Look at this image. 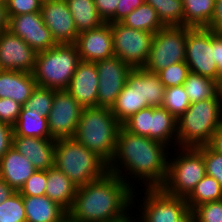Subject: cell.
Returning a JSON list of instances; mask_svg holds the SVG:
<instances>
[{
  "instance_id": "f5cc1de1",
  "label": "cell",
  "mask_w": 222,
  "mask_h": 222,
  "mask_svg": "<svg viewBox=\"0 0 222 222\" xmlns=\"http://www.w3.org/2000/svg\"><path fill=\"white\" fill-rule=\"evenodd\" d=\"M179 222H194L193 211L188 208L180 217Z\"/></svg>"
},
{
  "instance_id": "6f0895ef",
  "label": "cell",
  "mask_w": 222,
  "mask_h": 222,
  "mask_svg": "<svg viewBox=\"0 0 222 222\" xmlns=\"http://www.w3.org/2000/svg\"><path fill=\"white\" fill-rule=\"evenodd\" d=\"M40 3H46V2H48L49 0H38Z\"/></svg>"
},
{
  "instance_id": "db71d44e",
  "label": "cell",
  "mask_w": 222,
  "mask_h": 222,
  "mask_svg": "<svg viewBox=\"0 0 222 222\" xmlns=\"http://www.w3.org/2000/svg\"><path fill=\"white\" fill-rule=\"evenodd\" d=\"M57 222H80L79 220L73 218L68 212Z\"/></svg>"
},
{
  "instance_id": "f35d334b",
  "label": "cell",
  "mask_w": 222,
  "mask_h": 222,
  "mask_svg": "<svg viewBox=\"0 0 222 222\" xmlns=\"http://www.w3.org/2000/svg\"><path fill=\"white\" fill-rule=\"evenodd\" d=\"M192 211L195 222H222V200L203 203Z\"/></svg>"
},
{
  "instance_id": "1f68e13d",
  "label": "cell",
  "mask_w": 222,
  "mask_h": 222,
  "mask_svg": "<svg viewBox=\"0 0 222 222\" xmlns=\"http://www.w3.org/2000/svg\"><path fill=\"white\" fill-rule=\"evenodd\" d=\"M185 200L191 210L203 203L222 200V187L215 178L205 175Z\"/></svg>"
},
{
  "instance_id": "44dd1931",
  "label": "cell",
  "mask_w": 222,
  "mask_h": 222,
  "mask_svg": "<svg viewBox=\"0 0 222 222\" xmlns=\"http://www.w3.org/2000/svg\"><path fill=\"white\" fill-rule=\"evenodd\" d=\"M36 169L31 161L11 147L0 159V178L19 191Z\"/></svg>"
},
{
  "instance_id": "277c9868",
  "label": "cell",
  "mask_w": 222,
  "mask_h": 222,
  "mask_svg": "<svg viewBox=\"0 0 222 222\" xmlns=\"http://www.w3.org/2000/svg\"><path fill=\"white\" fill-rule=\"evenodd\" d=\"M222 123V98H211L191 103L177 119L178 147L209 145Z\"/></svg>"
},
{
  "instance_id": "5bb4252c",
  "label": "cell",
  "mask_w": 222,
  "mask_h": 222,
  "mask_svg": "<svg viewBox=\"0 0 222 222\" xmlns=\"http://www.w3.org/2000/svg\"><path fill=\"white\" fill-rule=\"evenodd\" d=\"M37 52L6 29L0 32V70L32 73Z\"/></svg>"
},
{
  "instance_id": "d6986e66",
  "label": "cell",
  "mask_w": 222,
  "mask_h": 222,
  "mask_svg": "<svg viewBox=\"0 0 222 222\" xmlns=\"http://www.w3.org/2000/svg\"><path fill=\"white\" fill-rule=\"evenodd\" d=\"M56 140L13 136V145L20 154L28 158L36 170L54 167Z\"/></svg>"
},
{
  "instance_id": "bcb514c9",
  "label": "cell",
  "mask_w": 222,
  "mask_h": 222,
  "mask_svg": "<svg viewBox=\"0 0 222 222\" xmlns=\"http://www.w3.org/2000/svg\"><path fill=\"white\" fill-rule=\"evenodd\" d=\"M119 0H94L100 17L107 23L116 13Z\"/></svg>"
},
{
  "instance_id": "30bf717a",
  "label": "cell",
  "mask_w": 222,
  "mask_h": 222,
  "mask_svg": "<svg viewBox=\"0 0 222 222\" xmlns=\"http://www.w3.org/2000/svg\"><path fill=\"white\" fill-rule=\"evenodd\" d=\"M185 62L191 72L217 81V65L212 50V30L187 27Z\"/></svg>"
},
{
  "instance_id": "8fae6325",
  "label": "cell",
  "mask_w": 222,
  "mask_h": 222,
  "mask_svg": "<svg viewBox=\"0 0 222 222\" xmlns=\"http://www.w3.org/2000/svg\"><path fill=\"white\" fill-rule=\"evenodd\" d=\"M145 189L137 222H179L189 208L185 198L166 194L161 188Z\"/></svg>"
},
{
  "instance_id": "e0dca14e",
  "label": "cell",
  "mask_w": 222,
  "mask_h": 222,
  "mask_svg": "<svg viewBox=\"0 0 222 222\" xmlns=\"http://www.w3.org/2000/svg\"><path fill=\"white\" fill-rule=\"evenodd\" d=\"M75 45L81 61L98 62L114 56L110 23L79 33Z\"/></svg>"
},
{
  "instance_id": "2e32d148",
  "label": "cell",
  "mask_w": 222,
  "mask_h": 222,
  "mask_svg": "<svg viewBox=\"0 0 222 222\" xmlns=\"http://www.w3.org/2000/svg\"><path fill=\"white\" fill-rule=\"evenodd\" d=\"M40 13L57 44H75L79 32L65 0L43 3Z\"/></svg>"
},
{
  "instance_id": "d4e9b609",
  "label": "cell",
  "mask_w": 222,
  "mask_h": 222,
  "mask_svg": "<svg viewBox=\"0 0 222 222\" xmlns=\"http://www.w3.org/2000/svg\"><path fill=\"white\" fill-rule=\"evenodd\" d=\"M150 139L169 147L174 142L172 149L177 145V119L163 107L151 106Z\"/></svg>"
},
{
  "instance_id": "4fadbf2b",
  "label": "cell",
  "mask_w": 222,
  "mask_h": 222,
  "mask_svg": "<svg viewBox=\"0 0 222 222\" xmlns=\"http://www.w3.org/2000/svg\"><path fill=\"white\" fill-rule=\"evenodd\" d=\"M95 63L99 77L97 107L111 108L133 68L116 56Z\"/></svg>"
},
{
  "instance_id": "484cf974",
  "label": "cell",
  "mask_w": 222,
  "mask_h": 222,
  "mask_svg": "<svg viewBox=\"0 0 222 222\" xmlns=\"http://www.w3.org/2000/svg\"><path fill=\"white\" fill-rule=\"evenodd\" d=\"M79 33L96 29L105 22L100 17L94 0H65Z\"/></svg>"
},
{
  "instance_id": "9c48e42d",
  "label": "cell",
  "mask_w": 222,
  "mask_h": 222,
  "mask_svg": "<svg viewBox=\"0 0 222 222\" xmlns=\"http://www.w3.org/2000/svg\"><path fill=\"white\" fill-rule=\"evenodd\" d=\"M114 56L132 68H143L151 49L153 33L133 29L121 22L110 23Z\"/></svg>"
},
{
  "instance_id": "ee69618b",
  "label": "cell",
  "mask_w": 222,
  "mask_h": 222,
  "mask_svg": "<svg viewBox=\"0 0 222 222\" xmlns=\"http://www.w3.org/2000/svg\"><path fill=\"white\" fill-rule=\"evenodd\" d=\"M144 3V0H119L115 15L107 23L121 22L134 9Z\"/></svg>"
},
{
  "instance_id": "6da1fadb",
  "label": "cell",
  "mask_w": 222,
  "mask_h": 222,
  "mask_svg": "<svg viewBox=\"0 0 222 222\" xmlns=\"http://www.w3.org/2000/svg\"><path fill=\"white\" fill-rule=\"evenodd\" d=\"M169 149L164 143L132 134L122 126L114 156L108 164L109 172L118 175L132 189L134 184L130 183L134 180L130 181L128 175L141 181L140 185L144 184L146 189L161 188L167 177Z\"/></svg>"
},
{
  "instance_id": "836d02e7",
  "label": "cell",
  "mask_w": 222,
  "mask_h": 222,
  "mask_svg": "<svg viewBox=\"0 0 222 222\" xmlns=\"http://www.w3.org/2000/svg\"><path fill=\"white\" fill-rule=\"evenodd\" d=\"M190 104L184 85L165 88L162 107L167 109L176 119L188 109Z\"/></svg>"
},
{
  "instance_id": "681fc988",
  "label": "cell",
  "mask_w": 222,
  "mask_h": 222,
  "mask_svg": "<svg viewBox=\"0 0 222 222\" xmlns=\"http://www.w3.org/2000/svg\"><path fill=\"white\" fill-rule=\"evenodd\" d=\"M209 146L216 152L222 154V123L216 129Z\"/></svg>"
},
{
  "instance_id": "ab89813d",
  "label": "cell",
  "mask_w": 222,
  "mask_h": 222,
  "mask_svg": "<svg viewBox=\"0 0 222 222\" xmlns=\"http://www.w3.org/2000/svg\"><path fill=\"white\" fill-rule=\"evenodd\" d=\"M47 171L35 170L18 191L22 196H44Z\"/></svg>"
},
{
  "instance_id": "f546056e",
  "label": "cell",
  "mask_w": 222,
  "mask_h": 222,
  "mask_svg": "<svg viewBox=\"0 0 222 222\" xmlns=\"http://www.w3.org/2000/svg\"><path fill=\"white\" fill-rule=\"evenodd\" d=\"M139 94L141 103H148L153 107H162L165 95V86L157 73L147 72L139 68Z\"/></svg>"
},
{
  "instance_id": "c3c4849f",
  "label": "cell",
  "mask_w": 222,
  "mask_h": 222,
  "mask_svg": "<svg viewBox=\"0 0 222 222\" xmlns=\"http://www.w3.org/2000/svg\"><path fill=\"white\" fill-rule=\"evenodd\" d=\"M207 29L222 33V0H215L214 12Z\"/></svg>"
},
{
  "instance_id": "4316f807",
  "label": "cell",
  "mask_w": 222,
  "mask_h": 222,
  "mask_svg": "<svg viewBox=\"0 0 222 222\" xmlns=\"http://www.w3.org/2000/svg\"><path fill=\"white\" fill-rule=\"evenodd\" d=\"M13 136L51 138L46 117L22 106L19 118L13 125Z\"/></svg>"
},
{
  "instance_id": "7c38bea8",
  "label": "cell",
  "mask_w": 222,
  "mask_h": 222,
  "mask_svg": "<svg viewBox=\"0 0 222 222\" xmlns=\"http://www.w3.org/2000/svg\"><path fill=\"white\" fill-rule=\"evenodd\" d=\"M83 107L67 90H54L52 108L48 114L51 139L74 138Z\"/></svg>"
},
{
  "instance_id": "f1b7e54d",
  "label": "cell",
  "mask_w": 222,
  "mask_h": 222,
  "mask_svg": "<svg viewBox=\"0 0 222 222\" xmlns=\"http://www.w3.org/2000/svg\"><path fill=\"white\" fill-rule=\"evenodd\" d=\"M121 23L127 27L153 34L165 27L159 19L157 11L151 5L146 3H143L138 8L134 9L123 19V21H121Z\"/></svg>"
},
{
  "instance_id": "8d00e7d4",
  "label": "cell",
  "mask_w": 222,
  "mask_h": 222,
  "mask_svg": "<svg viewBox=\"0 0 222 222\" xmlns=\"http://www.w3.org/2000/svg\"><path fill=\"white\" fill-rule=\"evenodd\" d=\"M190 72L186 62H178L160 70L157 74L165 88L184 85Z\"/></svg>"
},
{
  "instance_id": "8992f818",
  "label": "cell",
  "mask_w": 222,
  "mask_h": 222,
  "mask_svg": "<svg viewBox=\"0 0 222 222\" xmlns=\"http://www.w3.org/2000/svg\"><path fill=\"white\" fill-rule=\"evenodd\" d=\"M81 59L75 44H57L37 53L32 72L37 86L67 90Z\"/></svg>"
},
{
  "instance_id": "7bdbcfd3",
  "label": "cell",
  "mask_w": 222,
  "mask_h": 222,
  "mask_svg": "<svg viewBox=\"0 0 222 222\" xmlns=\"http://www.w3.org/2000/svg\"><path fill=\"white\" fill-rule=\"evenodd\" d=\"M22 105L11 98H0V122L13 126L19 118Z\"/></svg>"
},
{
  "instance_id": "ba28073f",
  "label": "cell",
  "mask_w": 222,
  "mask_h": 222,
  "mask_svg": "<svg viewBox=\"0 0 222 222\" xmlns=\"http://www.w3.org/2000/svg\"><path fill=\"white\" fill-rule=\"evenodd\" d=\"M186 38L187 26H165L155 33L143 69L158 73L172 64L185 62Z\"/></svg>"
},
{
  "instance_id": "3957f363",
  "label": "cell",
  "mask_w": 222,
  "mask_h": 222,
  "mask_svg": "<svg viewBox=\"0 0 222 222\" xmlns=\"http://www.w3.org/2000/svg\"><path fill=\"white\" fill-rule=\"evenodd\" d=\"M121 127L111 108H83L74 139L109 164L116 150Z\"/></svg>"
},
{
  "instance_id": "d6a6232c",
  "label": "cell",
  "mask_w": 222,
  "mask_h": 222,
  "mask_svg": "<svg viewBox=\"0 0 222 222\" xmlns=\"http://www.w3.org/2000/svg\"><path fill=\"white\" fill-rule=\"evenodd\" d=\"M151 5L165 26H184V7L182 0H144Z\"/></svg>"
},
{
  "instance_id": "816d5d0a",
  "label": "cell",
  "mask_w": 222,
  "mask_h": 222,
  "mask_svg": "<svg viewBox=\"0 0 222 222\" xmlns=\"http://www.w3.org/2000/svg\"><path fill=\"white\" fill-rule=\"evenodd\" d=\"M8 20L6 6L0 4V32L8 29Z\"/></svg>"
},
{
  "instance_id": "5b68a950",
  "label": "cell",
  "mask_w": 222,
  "mask_h": 222,
  "mask_svg": "<svg viewBox=\"0 0 222 222\" xmlns=\"http://www.w3.org/2000/svg\"><path fill=\"white\" fill-rule=\"evenodd\" d=\"M54 166L77 187L98 180L109 172L108 163L102 157L74 138L56 140Z\"/></svg>"
},
{
  "instance_id": "b9f144b4",
  "label": "cell",
  "mask_w": 222,
  "mask_h": 222,
  "mask_svg": "<svg viewBox=\"0 0 222 222\" xmlns=\"http://www.w3.org/2000/svg\"><path fill=\"white\" fill-rule=\"evenodd\" d=\"M41 5L42 3L38 0H8L6 4L7 17L9 19L12 16L40 12Z\"/></svg>"
},
{
  "instance_id": "603a6c76",
  "label": "cell",
  "mask_w": 222,
  "mask_h": 222,
  "mask_svg": "<svg viewBox=\"0 0 222 222\" xmlns=\"http://www.w3.org/2000/svg\"><path fill=\"white\" fill-rule=\"evenodd\" d=\"M26 222H57L68 211L44 196H23Z\"/></svg>"
},
{
  "instance_id": "74e56055",
  "label": "cell",
  "mask_w": 222,
  "mask_h": 222,
  "mask_svg": "<svg viewBox=\"0 0 222 222\" xmlns=\"http://www.w3.org/2000/svg\"><path fill=\"white\" fill-rule=\"evenodd\" d=\"M122 126L132 134L150 138L151 106L135 113Z\"/></svg>"
},
{
  "instance_id": "52a82bcc",
  "label": "cell",
  "mask_w": 222,
  "mask_h": 222,
  "mask_svg": "<svg viewBox=\"0 0 222 222\" xmlns=\"http://www.w3.org/2000/svg\"><path fill=\"white\" fill-rule=\"evenodd\" d=\"M177 150L176 158L169 157L167 177L161 189L168 195L186 198L206 175L203 146Z\"/></svg>"
},
{
  "instance_id": "7dc6e473",
  "label": "cell",
  "mask_w": 222,
  "mask_h": 222,
  "mask_svg": "<svg viewBox=\"0 0 222 222\" xmlns=\"http://www.w3.org/2000/svg\"><path fill=\"white\" fill-rule=\"evenodd\" d=\"M13 126L0 122V159L13 145Z\"/></svg>"
},
{
  "instance_id": "11a10c76",
  "label": "cell",
  "mask_w": 222,
  "mask_h": 222,
  "mask_svg": "<svg viewBox=\"0 0 222 222\" xmlns=\"http://www.w3.org/2000/svg\"><path fill=\"white\" fill-rule=\"evenodd\" d=\"M134 214V216H137V214L135 215L134 212H132V214H129L126 218H123V219H119L117 221H113V222H136V219L135 217L132 215ZM131 216V217H130ZM133 218V219H132Z\"/></svg>"
},
{
  "instance_id": "9f6ffc18",
  "label": "cell",
  "mask_w": 222,
  "mask_h": 222,
  "mask_svg": "<svg viewBox=\"0 0 222 222\" xmlns=\"http://www.w3.org/2000/svg\"><path fill=\"white\" fill-rule=\"evenodd\" d=\"M7 1H8V0H0V4H2V5H5V6H6Z\"/></svg>"
},
{
  "instance_id": "4dcf8cb0",
  "label": "cell",
  "mask_w": 222,
  "mask_h": 222,
  "mask_svg": "<svg viewBox=\"0 0 222 222\" xmlns=\"http://www.w3.org/2000/svg\"><path fill=\"white\" fill-rule=\"evenodd\" d=\"M184 26L207 27L214 12L215 0H182Z\"/></svg>"
},
{
  "instance_id": "ffe728a7",
  "label": "cell",
  "mask_w": 222,
  "mask_h": 222,
  "mask_svg": "<svg viewBox=\"0 0 222 222\" xmlns=\"http://www.w3.org/2000/svg\"><path fill=\"white\" fill-rule=\"evenodd\" d=\"M149 106L148 103H141L139 94V68H133L127 77L124 88L111 107V112L123 125L135 113Z\"/></svg>"
},
{
  "instance_id": "cb8c5ba5",
  "label": "cell",
  "mask_w": 222,
  "mask_h": 222,
  "mask_svg": "<svg viewBox=\"0 0 222 222\" xmlns=\"http://www.w3.org/2000/svg\"><path fill=\"white\" fill-rule=\"evenodd\" d=\"M77 188L68 176L55 166L47 170L45 195L67 211L74 202Z\"/></svg>"
},
{
  "instance_id": "7a4b0ae2",
  "label": "cell",
  "mask_w": 222,
  "mask_h": 222,
  "mask_svg": "<svg viewBox=\"0 0 222 222\" xmlns=\"http://www.w3.org/2000/svg\"><path fill=\"white\" fill-rule=\"evenodd\" d=\"M134 193L137 196L135 186L132 189L118 175L108 172L104 177L77 188L68 213L80 222L117 221L131 213L136 207L135 200L139 203L140 199L135 198Z\"/></svg>"
},
{
  "instance_id": "f907efd6",
  "label": "cell",
  "mask_w": 222,
  "mask_h": 222,
  "mask_svg": "<svg viewBox=\"0 0 222 222\" xmlns=\"http://www.w3.org/2000/svg\"><path fill=\"white\" fill-rule=\"evenodd\" d=\"M16 191L2 178H0V203L8 199Z\"/></svg>"
},
{
  "instance_id": "d590c367",
  "label": "cell",
  "mask_w": 222,
  "mask_h": 222,
  "mask_svg": "<svg viewBox=\"0 0 222 222\" xmlns=\"http://www.w3.org/2000/svg\"><path fill=\"white\" fill-rule=\"evenodd\" d=\"M54 100V90L36 86L31 97L24 103V107L29 111H35L43 117H48Z\"/></svg>"
},
{
  "instance_id": "680465c9",
  "label": "cell",
  "mask_w": 222,
  "mask_h": 222,
  "mask_svg": "<svg viewBox=\"0 0 222 222\" xmlns=\"http://www.w3.org/2000/svg\"><path fill=\"white\" fill-rule=\"evenodd\" d=\"M220 94L222 95V83L220 84Z\"/></svg>"
},
{
  "instance_id": "ac0fdd59",
  "label": "cell",
  "mask_w": 222,
  "mask_h": 222,
  "mask_svg": "<svg viewBox=\"0 0 222 222\" xmlns=\"http://www.w3.org/2000/svg\"><path fill=\"white\" fill-rule=\"evenodd\" d=\"M99 77L97 66L94 62L81 61L67 91L83 107H97Z\"/></svg>"
},
{
  "instance_id": "83f0119b",
  "label": "cell",
  "mask_w": 222,
  "mask_h": 222,
  "mask_svg": "<svg viewBox=\"0 0 222 222\" xmlns=\"http://www.w3.org/2000/svg\"><path fill=\"white\" fill-rule=\"evenodd\" d=\"M184 87L191 103L211 98H222L220 84L214 79L189 72Z\"/></svg>"
},
{
  "instance_id": "7402d4cb",
  "label": "cell",
  "mask_w": 222,
  "mask_h": 222,
  "mask_svg": "<svg viewBox=\"0 0 222 222\" xmlns=\"http://www.w3.org/2000/svg\"><path fill=\"white\" fill-rule=\"evenodd\" d=\"M36 86L32 73L0 70V98H11L23 106Z\"/></svg>"
},
{
  "instance_id": "60d3db41",
  "label": "cell",
  "mask_w": 222,
  "mask_h": 222,
  "mask_svg": "<svg viewBox=\"0 0 222 222\" xmlns=\"http://www.w3.org/2000/svg\"><path fill=\"white\" fill-rule=\"evenodd\" d=\"M203 158L206 175L215 178L222 187V154L213 150L209 145L203 146Z\"/></svg>"
},
{
  "instance_id": "e575fe53",
  "label": "cell",
  "mask_w": 222,
  "mask_h": 222,
  "mask_svg": "<svg viewBox=\"0 0 222 222\" xmlns=\"http://www.w3.org/2000/svg\"><path fill=\"white\" fill-rule=\"evenodd\" d=\"M0 222H26L23 196L18 191L0 203Z\"/></svg>"
},
{
  "instance_id": "9a60e30c",
  "label": "cell",
  "mask_w": 222,
  "mask_h": 222,
  "mask_svg": "<svg viewBox=\"0 0 222 222\" xmlns=\"http://www.w3.org/2000/svg\"><path fill=\"white\" fill-rule=\"evenodd\" d=\"M8 30L22 38L37 53L57 45L40 12L10 17Z\"/></svg>"
},
{
  "instance_id": "f6af8a7d",
  "label": "cell",
  "mask_w": 222,
  "mask_h": 222,
  "mask_svg": "<svg viewBox=\"0 0 222 222\" xmlns=\"http://www.w3.org/2000/svg\"><path fill=\"white\" fill-rule=\"evenodd\" d=\"M212 50L217 65V82L222 83V33L212 31Z\"/></svg>"
}]
</instances>
